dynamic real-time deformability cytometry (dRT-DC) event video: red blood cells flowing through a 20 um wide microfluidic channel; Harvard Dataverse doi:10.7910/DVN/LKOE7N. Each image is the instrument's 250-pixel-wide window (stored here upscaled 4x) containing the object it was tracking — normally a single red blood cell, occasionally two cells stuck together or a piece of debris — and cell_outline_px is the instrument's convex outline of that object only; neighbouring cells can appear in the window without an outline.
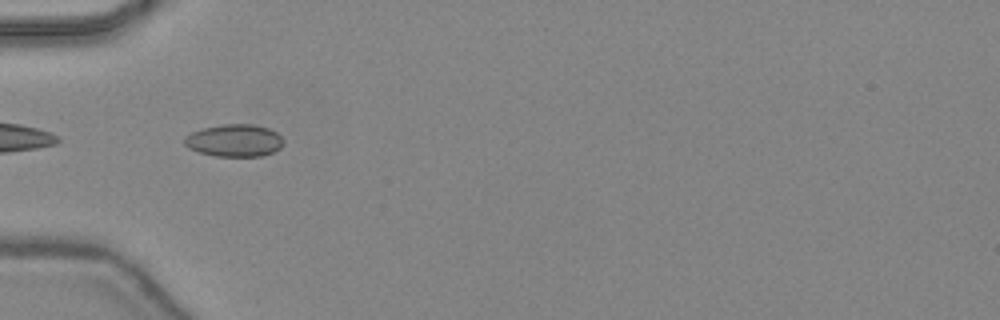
{"species": "common noctule bat (a hibernating species)", "species_latin": "Nyctalus noctula", "temperature_condition": "warm", "stored_images_in_passage": 32, "camera_frame_rate_fps": 3000, "um_per_image_px": 0.085, "animal": {"sex": "female", "body_mass_g": 24.6, "forearm_length_mm": 56.2}, "frame": {"image": 1, "passage_image": 1, "time_ms": 0.0, "image_size_px": [1000, 320], "cell_outline_px": [[284, 144], [280, 148], [272, 152], [260, 156], [216, 156], [200, 152], [188, 148], [184, 144], [184, 136], [192, 132], [204, 128], [224, 124], [252, 124], [268, 128], [276, 132], [284, 140]], "centroid_in_image_um": [19.92, 11.94], "position_along_channel_um": 65.1, "area_um2": 18.61}}
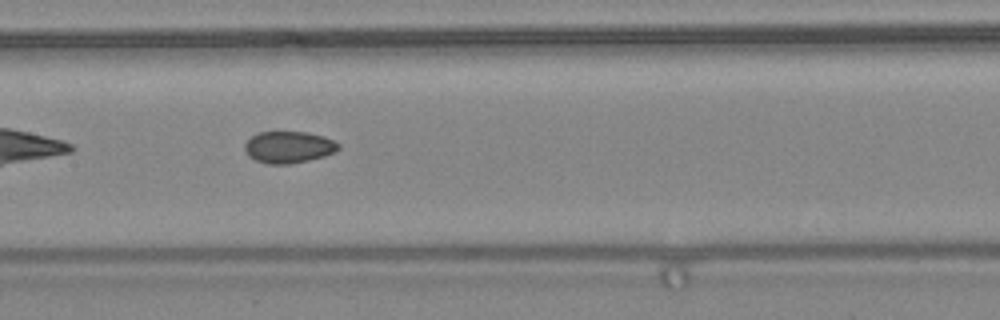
{"frame": {"image": 2, "passage_image": 9, "time_ms": 2.667, "image_size_px": [1000, 320], "cell_outline_px": [[340, 148], [336, 152], [324, 156], [308, 160], [288, 164], [268, 164], [256, 160], [248, 156], [244, 148], [244, 144], [252, 136], [260, 132], [308, 132], [324, 136], [340, 144]], "centroid_in_image_um": [24.55, 12.5], "position_along_channel_um": 182.9, "area_um2": 17.34}}
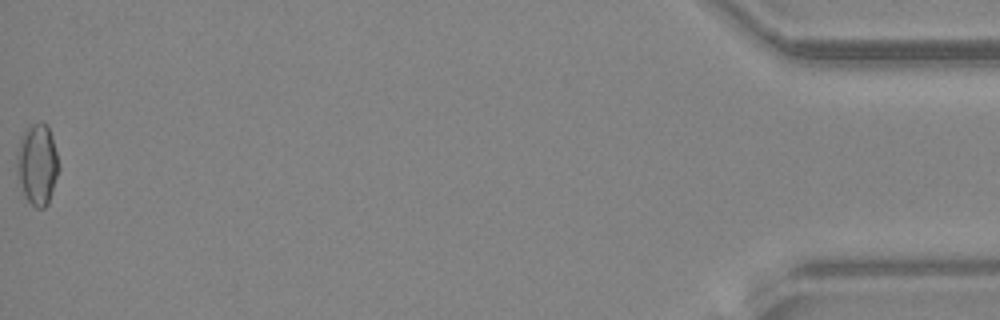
{"frame": {"image": 3, "passage_image": 32, "time_ms": 10.333, "image_size_px": [1000, 320], "cell_outline_px": [[60, 168], [48, 204], [44, 208], [36, 208], [24, 196], [16, 168], [16, 152], [20, 136], [24, 128], [32, 124], [48, 124], [52, 136]], "centroid_in_image_um": [3.16, 13.95], "position_along_channel_um": 432.0, "area_um2": 20.0}, "authors_computed_cell_mechanics": {"area_um2": 17.34, "velocity_mm_per_s": 4.4811, "shape_relaxation_time_tau1_ms": null, "shape_relaxation_time_tau2_ms": 2.2805, "deformation_change_tau1": null, "deformation_change_tau2": 0.0624}}